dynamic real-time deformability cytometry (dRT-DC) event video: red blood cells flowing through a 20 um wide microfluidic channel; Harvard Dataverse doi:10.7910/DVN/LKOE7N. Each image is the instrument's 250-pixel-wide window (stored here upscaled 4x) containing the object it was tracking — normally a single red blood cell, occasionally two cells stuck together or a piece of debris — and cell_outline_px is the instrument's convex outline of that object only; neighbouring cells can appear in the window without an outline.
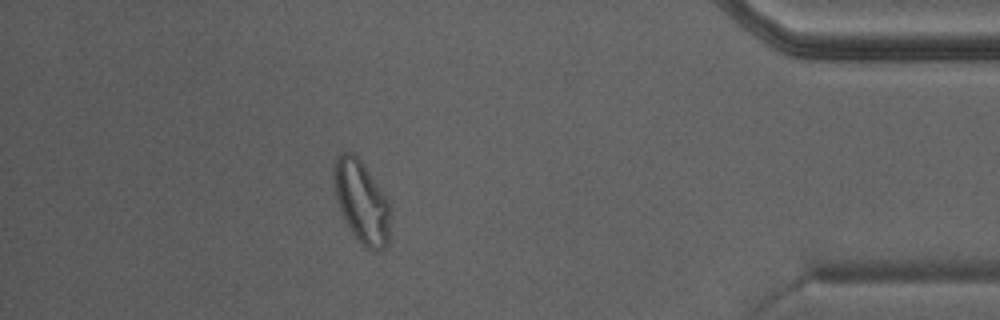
{"species": "Egyptian fruit bat (a non-hibernating species)", "species_latin": "Rousettus aegyptiacus", "temperature_condition": "warm", "stored_images_in_passage": 39, "camera_frame_rate_fps": 3000, "um_per_image_px": 0.085, "animal": {"sex": "male"}, "frame": {"image": 1, "passage_image": 34, "time_ms": 11.0, "image_size_px": [1000, 320], "cell_outline_px": [[392, 208], [388, 244], [384, 248], [376, 252], [364, 248], [360, 244], [344, 220], [336, 200], [332, 176], [336, 156], [340, 152], [352, 152], [364, 164], [388, 200]], "centroid_in_image_um": [30.74, 17.18], "position_along_channel_um": 404.5, "area_um2": 27.69}}